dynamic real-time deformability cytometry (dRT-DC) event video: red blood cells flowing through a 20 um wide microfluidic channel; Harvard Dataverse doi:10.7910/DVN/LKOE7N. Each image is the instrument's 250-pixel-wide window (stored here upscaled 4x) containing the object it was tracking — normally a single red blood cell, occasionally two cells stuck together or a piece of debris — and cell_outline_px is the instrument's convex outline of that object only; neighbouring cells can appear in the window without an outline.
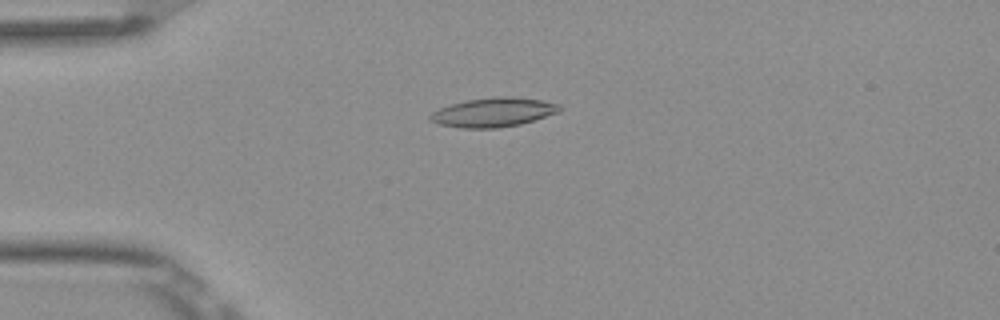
{"species": "Egyptian fruit bat (a non-hibernating species)", "species_latin": "Rousettus aegyptiacus", "temperature_condition": "room temperature", "stored_images_in_passage": 8, "camera_frame_rate_fps": 3000, "um_per_image_px": 0.085, "frame": {"image": 1, "passage_image": 4, "time_ms": 1.0, "image_size_px": [1000, 320], "cell_outline_px": [[564, 108], [560, 112], [520, 124], [496, 128], [460, 128], [440, 124], [428, 120], [428, 116], [432, 112], [440, 108], [452, 104], [468, 100], [492, 96], [512, 96], [544, 100], [560, 104]], "centroid_in_image_um": [41.97, 9.53], "position_along_channel_um": 43.0, "area_um2": 22.2}}
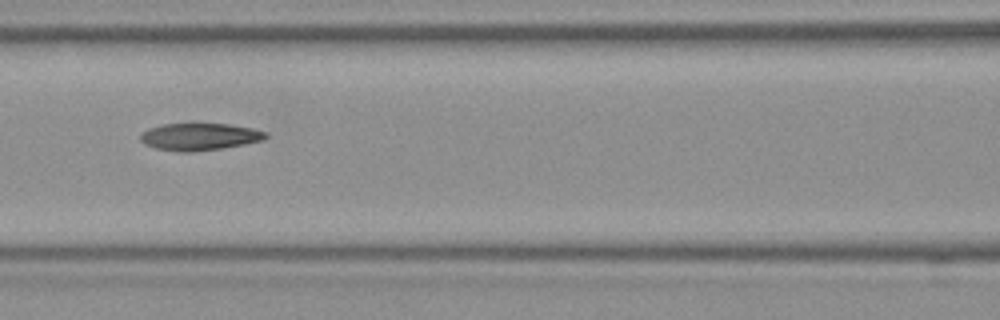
{"frame": {"image": 2, "passage_image": 7, "time_ms": 2.0, "image_size_px": [1000, 320], "cell_outline_px": [[268, 136], [264, 140], [244, 144], [220, 148], [192, 152], [176, 152], [156, 148], [144, 144], [140, 140], [140, 132], [148, 128], [164, 124], [228, 124], [252, 128], [268, 132]], "centroid_in_image_um": [16.94, 11.62], "position_along_channel_um": 149.7, "area_um2": 19.88}}
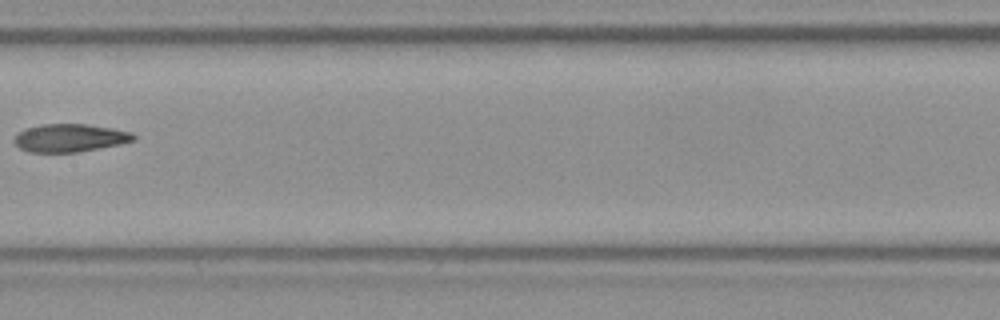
{"frame": {"image": 3, "passage_image": 8, "time_ms": 2.333, "image_size_px": [1000, 320], "cell_outline_px": [[136, 140], [120, 144], [76, 152], [28, 152], [20, 148], [12, 140], [24, 128], [40, 124], [88, 124], [112, 128], [132, 132], [136, 136]], "centroid_in_image_um": [5.94, 11.71], "position_along_channel_um": 201.5, "area_um2": 19.48}}